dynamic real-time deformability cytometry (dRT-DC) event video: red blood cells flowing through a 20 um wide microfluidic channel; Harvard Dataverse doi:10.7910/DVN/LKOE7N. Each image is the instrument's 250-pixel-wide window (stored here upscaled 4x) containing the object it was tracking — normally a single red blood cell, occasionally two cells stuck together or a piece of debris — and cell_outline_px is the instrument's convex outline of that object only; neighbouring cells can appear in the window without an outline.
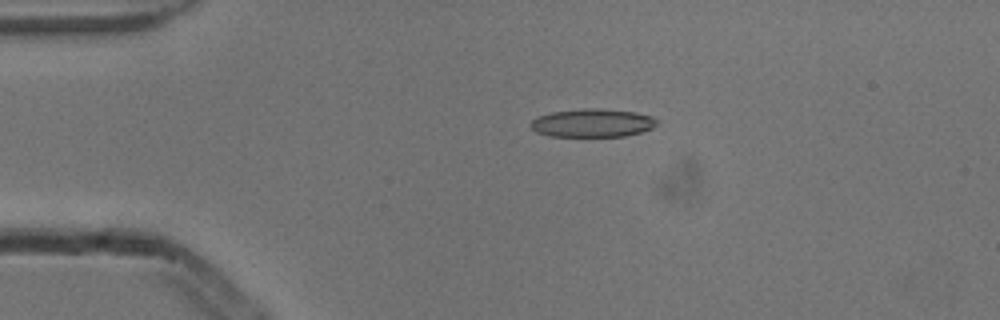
{"species": "common noctule bat (a hibernating species)", "species_latin": "Nyctalus noctula", "temperature_condition": "cold", "stored_images_in_passage": 2, "camera_frame_rate_fps": 3000, "um_per_image_px": 0.085, "animal": {"sex": "male", "body_mass_g": 13.3}, "frame": {"image": 1, "passage_image": 1, "time_ms": 0.0, "image_size_px": [1000, 320], "cell_outline_px": [[660, 120], [652, 128], [640, 132], [624, 136], [548, 136], [536, 132], [528, 124], [536, 116], [552, 112], [580, 108], [596, 108], [636, 112], [652, 116]], "centroid_in_image_um": [50.34, 10.44], "position_along_channel_um": 34.7, "area_um2": 20.98}}